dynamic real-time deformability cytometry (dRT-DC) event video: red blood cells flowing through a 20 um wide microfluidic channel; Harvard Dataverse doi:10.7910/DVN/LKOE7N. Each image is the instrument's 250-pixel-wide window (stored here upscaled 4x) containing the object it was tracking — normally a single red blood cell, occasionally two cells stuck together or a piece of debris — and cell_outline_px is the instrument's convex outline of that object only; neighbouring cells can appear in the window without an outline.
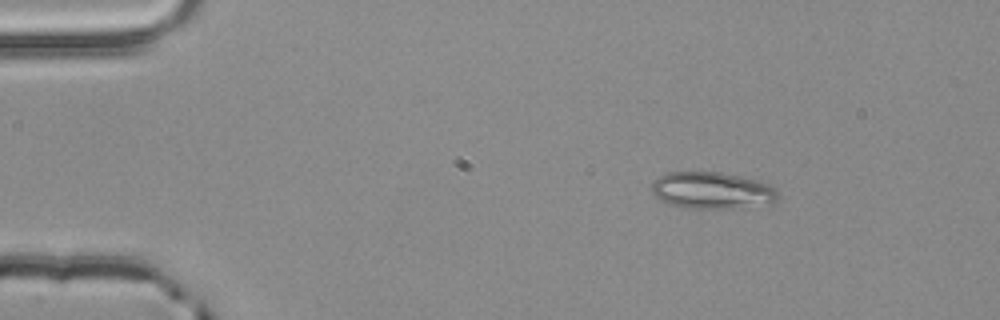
{"species": "common noctule bat (a hibernating species)", "species_latin": "Nyctalus noctula", "temperature_condition": "room temperature", "stored_images_in_passage": 48, "camera_frame_rate_fps": 3000, "um_per_image_px": 0.085, "animal": {"sex": "male", "body_mass_g": 20.4}, "frame": {"image": 1, "passage_image": 2, "time_ms": 0.333, "image_size_px": [1000, 320], "cell_outline_px": [[780, 196], [776, 200], [768, 204], [732, 208], [684, 208], [660, 200], [652, 192], [652, 184], [660, 176], [668, 172], [720, 172], [740, 176], [756, 180], [768, 184], [776, 188]], "centroid_in_image_um": [60.55, 16.19], "position_along_channel_um": 24.5, "area_um2": 26.93}}
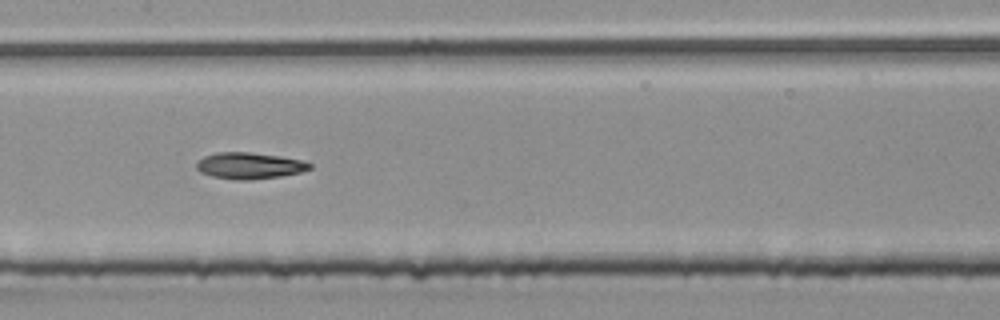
{"frame": {"image": 2, "passage_image": 21, "time_ms": 6.667, "image_size_px": [1000, 320], "cell_outline_px": [[312, 168], [300, 172], [280, 176], [248, 180], [236, 180], [212, 176], [200, 172], [196, 168], [196, 164], [204, 156], [216, 152], [248, 152], [280, 156], [300, 160], [312, 164]], "centroid_in_image_um": [21.18, 14.08], "position_along_channel_um": 186.2, "area_um2": 17.28}}
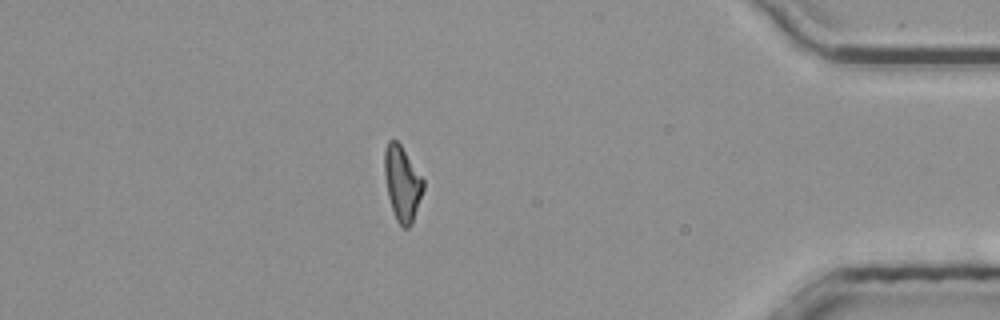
{"frame": {"image": 3, "passage_image": 41, "time_ms": 13.333, "image_size_px": [1000, 320], "cell_outline_px": [[424, 188], [412, 224], [408, 228], [404, 228], [396, 220], [388, 196], [384, 172], [384, 148], [388, 140], [396, 140], [400, 144], [424, 180]], "centroid_in_image_um": [34.18, 15.58], "position_along_channel_um": 401.0, "area_um2": 16.82}, "authors_computed_cell_mechanics": {"area_um2": 17.1377, "velocity_mm_per_s": 3.8453, "shape_relaxation_time_tau1_ms": 6.4186, "shape_relaxation_time_tau2_ms": 5.8606, "deformation_change_tau1": 0.169, "deformation_change_tau2": 0.1229}}